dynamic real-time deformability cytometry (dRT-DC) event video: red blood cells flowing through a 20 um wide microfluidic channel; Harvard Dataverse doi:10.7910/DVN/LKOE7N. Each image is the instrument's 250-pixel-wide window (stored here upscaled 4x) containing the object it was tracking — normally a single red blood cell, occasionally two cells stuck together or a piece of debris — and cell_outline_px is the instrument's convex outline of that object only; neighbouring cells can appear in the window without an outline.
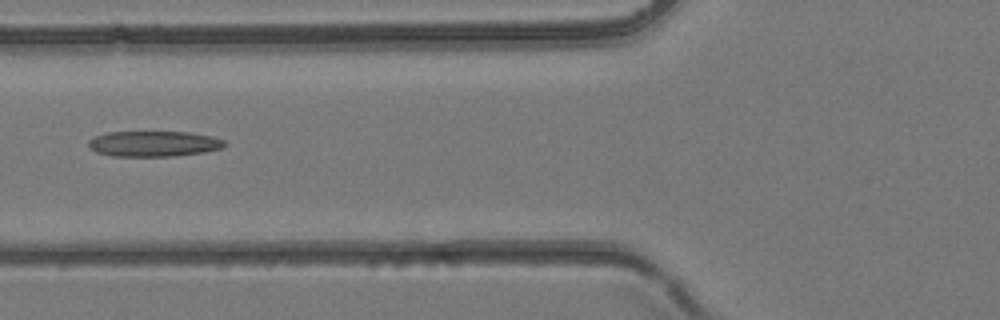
{"species": "common noctule bat (a hibernating species)", "species_latin": "Nyctalus noctula", "temperature_condition": "room temperature", "stored_images_in_passage": 5, "camera_frame_rate_fps": 3000, "um_per_image_px": 0.085, "animal": {"sex": "female", "body_mass_g": 24.6, "forearm_length_mm": 56.2}, "frame": {"image": 1, "passage_image": 5, "time_ms": 1.333, "image_size_px": [1000, 320], "cell_outline_px": [[228, 144], [224, 148], [204, 152], [176, 156], [112, 156], [96, 152], [88, 148], [88, 140], [96, 136], [108, 132], [188, 132], [212, 136], [224, 140]], "centroid_in_image_um": [13.09, 12.22], "position_along_channel_um": 112.7, "area_um2": 20.46}}